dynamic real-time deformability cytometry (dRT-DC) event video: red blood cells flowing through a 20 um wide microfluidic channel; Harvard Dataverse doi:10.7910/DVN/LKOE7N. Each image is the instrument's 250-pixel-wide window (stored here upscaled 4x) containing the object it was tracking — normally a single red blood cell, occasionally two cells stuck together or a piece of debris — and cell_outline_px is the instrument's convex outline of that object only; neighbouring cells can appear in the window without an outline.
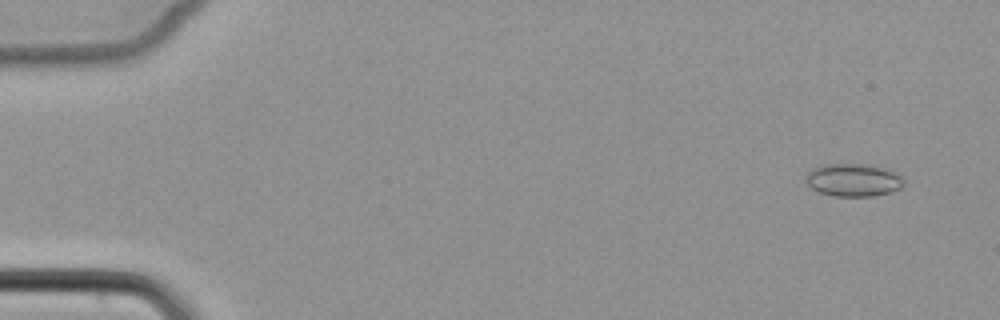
{"species": "common noctule bat (a hibernating species)", "species_latin": "Nyctalus noctula", "temperature_condition": "cold", "stored_images_in_passage": 6, "camera_frame_rate_fps": 3000, "um_per_image_px": 0.085, "animal": {"sex": "female", "body_mass_g": 22.7, "forearm_length_mm": 54.2}, "frame": {"image": 1, "passage_image": 1, "time_ms": 0.0, "image_size_px": [1000, 320], "cell_outline_px": [[904, 184], [900, 188], [892, 192], [872, 196], [836, 196], [820, 192], [812, 188], [804, 180], [804, 176], [812, 168], [824, 164], [868, 164], [884, 168], [896, 172], [904, 180]], "centroid_in_image_um": [72.53, 15.29], "position_along_channel_um": 12.5, "area_um2": 18.84}}
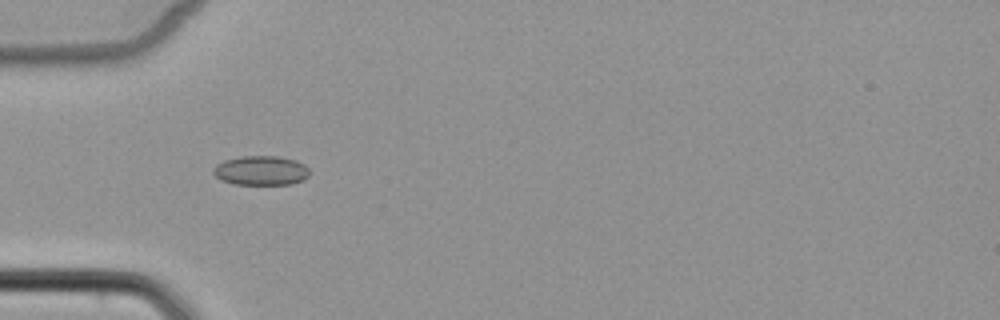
{"frame": {"image": 2, "passage_image": 5, "time_ms": 4.667, "image_size_px": [1000, 320], "cell_outline_px": [[308, 176], [304, 180], [292, 184], [232, 184], [220, 180], [212, 172], [212, 168], [216, 164], [224, 160], [244, 156], [280, 156], [296, 160], [304, 164], [308, 168]], "centroid_in_image_um": [22.17, 14.49], "position_along_channel_um": 62.8, "area_um2": 16.65}}
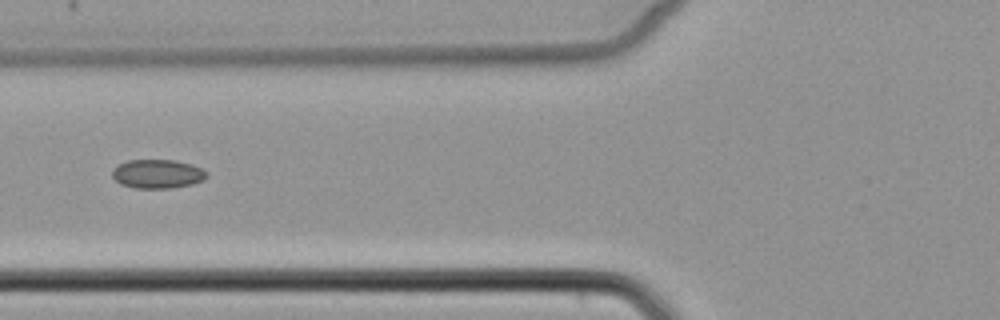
{"frame": {"image": 3, "passage_image": 6, "time_ms": 6.0, "image_size_px": [1000, 320], "cell_outline_px": [[208, 176], [204, 180], [192, 184], [172, 188], [136, 188], [120, 184], [112, 176], [112, 168], [128, 160], [176, 160], [192, 164], [208, 172]], "centroid_in_image_um": [13.4, 14.78], "position_along_channel_um": 112.4, "area_um2": 16.01}}